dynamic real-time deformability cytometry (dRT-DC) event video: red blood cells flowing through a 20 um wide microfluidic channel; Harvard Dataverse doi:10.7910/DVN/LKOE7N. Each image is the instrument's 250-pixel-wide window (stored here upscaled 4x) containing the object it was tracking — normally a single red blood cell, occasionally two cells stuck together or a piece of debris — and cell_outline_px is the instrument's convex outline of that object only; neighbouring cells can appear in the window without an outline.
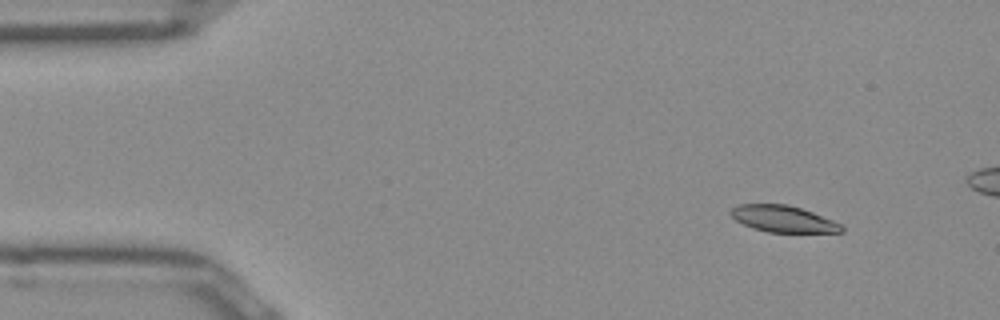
{"species": "Egyptian fruit bat (a non-hibernating species)", "species_latin": "Rousettus aegyptiacus", "temperature_condition": "room temperature", "stored_images_in_passage": 12, "camera_frame_rate_fps": 3000, "um_per_image_px": 0.085, "frame": {"image": 1, "passage_image": 3, "time_ms": 0.667, "image_size_px": [1000, 320], "cell_outline_px": [[844, 232], [768, 232], [752, 228], [736, 220], [728, 212], [732, 208], [740, 204], [788, 204], [812, 212], [832, 220], [840, 224], [844, 228]], "centroid_in_image_um": [66.55, 18.6], "position_along_channel_um": 18.5, "area_um2": 16.99}}